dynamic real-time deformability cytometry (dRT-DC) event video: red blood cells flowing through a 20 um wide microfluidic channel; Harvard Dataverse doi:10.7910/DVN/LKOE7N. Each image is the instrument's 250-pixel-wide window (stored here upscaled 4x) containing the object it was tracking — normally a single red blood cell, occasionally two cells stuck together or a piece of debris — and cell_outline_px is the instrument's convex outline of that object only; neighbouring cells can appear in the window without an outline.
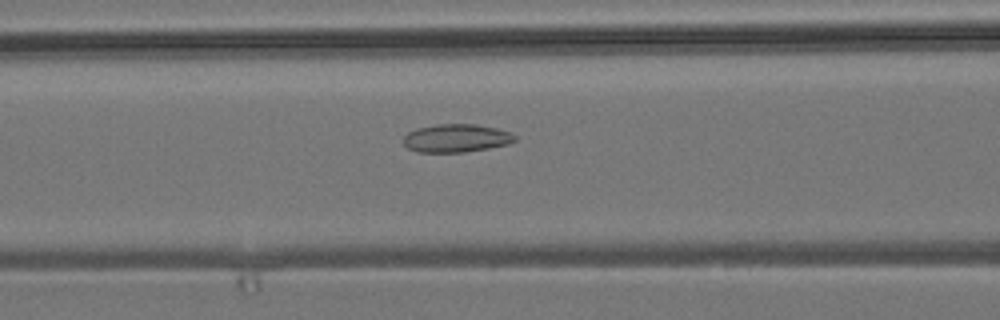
{"species": "common noctule bat (a hibernating species)", "species_latin": "Nyctalus noctula", "temperature_condition": "room temperature", "stored_images_in_passage": 46, "camera_frame_rate_fps": 3000, "um_per_image_px": 0.085, "animal": {"sex": "male", "body_mass_g": 19.2, "forearm_length_mm": 51.8}, "frame": {"image": 1, "passage_image": 14, "time_ms": 4.333, "image_size_px": [1000, 320], "cell_outline_px": [[516, 140], [508, 144], [488, 148], [464, 152], [416, 152], [408, 148], [404, 144], [404, 136], [408, 132], [416, 128], [436, 124], [476, 124], [496, 128], [512, 132], [516, 136]], "centroid_in_image_um": [38.79, 11.74], "position_along_channel_um": 127.8, "area_um2": 18.38}}
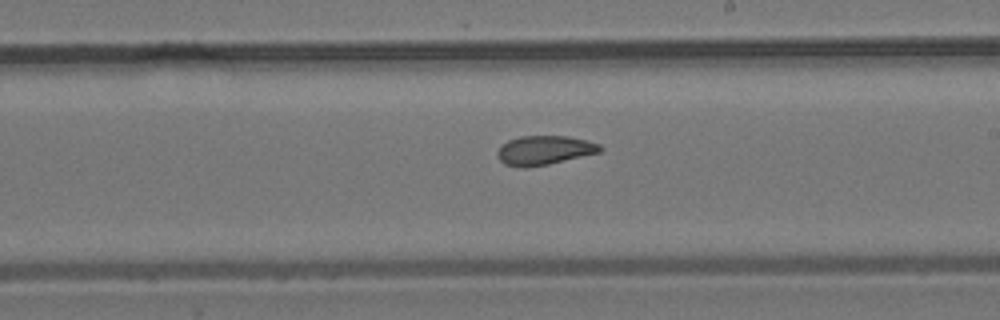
{"frame": {"image": 2, "passage_image": 23, "time_ms": 7.333, "image_size_px": [1000, 320], "cell_outline_px": [[604, 148], [600, 152], [548, 164], [524, 168], [504, 164], [496, 156], [496, 152], [500, 144], [508, 140], [520, 136], [568, 136], [600, 144]], "centroid_in_image_um": [46.22, 12.77], "position_along_channel_um": 242.8, "area_um2": 17.51}}
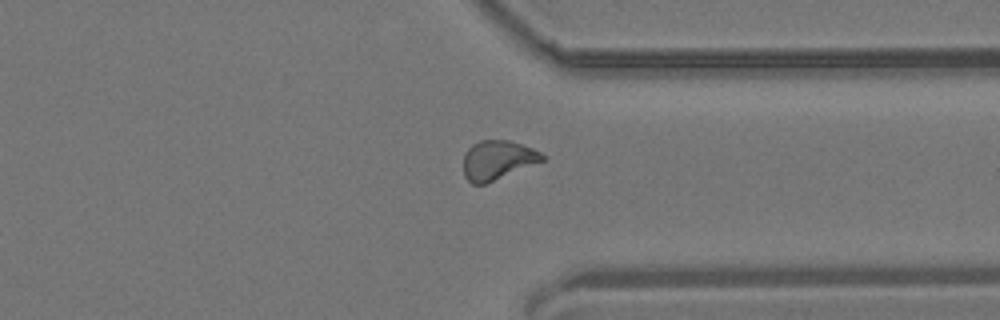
{"frame": {"image": 3, "passage_image": 33, "time_ms": 10.667, "image_size_px": [1000, 320], "cell_outline_px": [[544, 160], [484, 184], [472, 184], [464, 176], [464, 152], [472, 144], [480, 140], [508, 140], [532, 148], [540, 152], [544, 156]], "centroid_in_image_um": [42.25, 13.59], "position_along_channel_um": 369.1, "area_um2": 17.74}, "authors_computed_cell_mechanics": {"area_um2": 18.0047, "velocity_mm_per_s": 3.8287, "shape_relaxation_time_tau1_ms": null, "shape_relaxation_time_tau2_ms": 2.4903, "deformation_change_tau1": null, "deformation_change_tau2": 0.0876}}